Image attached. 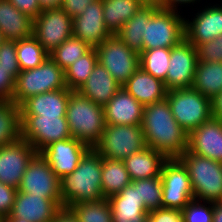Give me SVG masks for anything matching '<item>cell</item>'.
Masks as SVG:
<instances>
[{"label":"cell","mask_w":222,"mask_h":222,"mask_svg":"<svg viewBox=\"0 0 222 222\" xmlns=\"http://www.w3.org/2000/svg\"><path fill=\"white\" fill-rule=\"evenodd\" d=\"M90 49L91 47L88 44L72 35L61 45L56 47L49 56L61 69L65 70Z\"/></svg>","instance_id":"37"},{"label":"cell","mask_w":222,"mask_h":222,"mask_svg":"<svg viewBox=\"0 0 222 222\" xmlns=\"http://www.w3.org/2000/svg\"><path fill=\"white\" fill-rule=\"evenodd\" d=\"M141 127L146 145L167 159L179 158L187 151L188 134L174 119L166 98L143 107Z\"/></svg>","instance_id":"1"},{"label":"cell","mask_w":222,"mask_h":222,"mask_svg":"<svg viewBox=\"0 0 222 222\" xmlns=\"http://www.w3.org/2000/svg\"><path fill=\"white\" fill-rule=\"evenodd\" d=\"M103 20L111 34H116L144 6L140 0H102Z\"/></svg>","instance_id":"29"},{"label":"cell","mask_w":222,"mask_h":222,"mask_svg":"<svg viewBox=\"0 0 222 222\" xmlns=\"http://www.w3.org/2000/svg\"><path fill=\"white\" fill-rule=\"evenodd\" d=\"M167 158L160 152L149 148L136 152L123 160L131 181L158 177Z\"/></svg>","instance_id":"27"},{"label":"cell","mask_w":222,"mask_h":222,"mask_svg":"<svg viewBox=\"0 0 222 222\" xmlns=\"http://www.w3.org/2000/svg\"><path fill=\"white\" fill-rule=\"evenodd\" d=\"M66 119L72 138L78 139L89 148L96 147L105 127L102 105L92 102L78 91H71Z\"/></svg>","instance_id":"3"},{"label":"cell","mask_w":222,"mask_h":222,"mask_svg":"<svg viewBox=\"0 0 222 222\" xmlns=\"http://www.w3.org/2000/svg\"><path fill=\"white\" fill-rule=\"evenodd\" d=\"M120 88L121 85L103 65L97 62L91 75L78 92L92 102L104 106Z\"/></svg>","instance_id":"26"},{"label":"cell","mask_w":222,"mask_h":222,"mask_svg":"<svg viewBox=\"0 0 222 222\" xmlns=\"http://www.w3.org/2000/svg\"><path fill=\"white\" fill-rule=\"evenodd\" d=\"M36 153L24 139L0 147V182L18 189L27 164Z\"/></svg>","instance_id":"15"},{"label":"cell","mask_w":222,"mask_h":222,"mask_svg":"<svg viewBox=\"0 0 222 222\" xmlns=\"http://www.w3.org/2000/svg\"><path fill=\"white\" fill-rule=\"evenodd\" d=\"M212 118L222 121V91L211 99Z\"/></svg>","instance_id":"48"},{"label":"cell","mask_w":222,"mask_h":222,"mask_svg":"<svg viewBox=\"0 0 222 222\" xmlns=\"http://www.w3.org/2000/svg\"><path fill=\"white\" fill-rule=\"evenodd\" d=\"M122 87L143 106L164 100L167 93L164 82L140 67Z\"/></svg>","instance_id":"24"},{"label":"cell","mask_w":222,"mask_h":222,"mask_svg":"<svg viewBox=\"0 0 222 222\" xmlns=\"http://www.w3.org/2000/svg\"><path fill=\"white\" fill-rule=\"evenodd\" d=\"M4 40H5V39L3 38L2 33H1V30H0V45H1V43H2Z\"/></svg>","instance_id":"54"},{"label":"cell","mask_w":222,"mask_h":222,"mask_svg":"<svg viewBox=\"0 0 222 222\" xmlns=\"http://www.w3.org/2000/svg\"><path fill=\"white\" fill-rule=\"evenodd\" d=\"M185 38L195 47L209 42L222 34V5L198 11L193 21L184 22Z\"/></svg>","instance_id":"19"},{"label":"cell","mask_w":222,"mask_h":222,"mask_svg":"<svg viewBox=\"0 0 222 222\" xmlns=\"http://www.w3.org/2000/svg\"><path fill=\"white\" fill-rule=\"evenodd\" d=\"M160 7L144 5L127 21L116 35L132 50L140 54L143 51V36L151 16Z\"/></svg>","instance_id":"28"},{"label":"cell","mask_w":222,"mask_h":222,"mask_svg":"<svg viewBox=\"0 0 222 222\" xmlns=\"http://www.w3.org/2000/svg\"><path fill=\"white\" fill-rule=\"evenodd\" d=\"M0 66L15 79L21 72L17 60L16 41L4 40L0 45Z\"/></svg>","instance_id":"40"},{"label":"cell","mask_w":222,"mask_h":222,"mask_svg":"<svg viewBox=\"0 0 222 222\" xmlns=\"http://www.w3.org/2000/svg\"><path fill=\"white\" fill-rule=\"evenodd\" d=\"M78 222H113L111 205L107 198L79 202L68 207Z\"/></svg>","instance_id":"34"},{"label":"cell","mask_w":222,"mask_h":222,"mask_svg":"<svg viewBox=\"0 0 222 222\" xmlns=\"http://www.w3.org/2000/svg\"><path fill=\"white\" fill-rule=\"evenodd\" d=\"M0 30L5 40L25 39L33 35V19L9 0H0Z\"/></svg>","instance_id":"25"},{"label":"cell","mask_w":222,"mask_h":222,"mask_svg":"<svg viewBox=\"0 0 222 222\" xmlns=\"http://www.w3.org/2000/svg\"><path fill=\"white\" fill-rule=\"evenodd\" d=\"M187 168L195 200L222 201V163L186 151L178 158Z\"/></svg>","instance_id":"4"},{"label":"cell","mask_w":222,"mask_h":222,"mask_svg":"<svg viewBox=\"0 0 222 222\" xmlns=\"http://www.w3.org/2000/svg\"><path fill=\"white\" fill-rule=\"evenodd\" d=\"M98 62V55L95 48H91L73 64L64 70L65 83L71 91H78L91 75L94 66Z\"/></svg>","instance_id":"33"},{"label":"cell","mask_w":222,"mask_h":222,"mask_svg":"<svg viewBox=\"0 0 222 222\" xmlns=\"http://www.w3.org/2000/svg\"><path fill=\"white\" fill-rule=\"evenodd\" d=\"M18 10L28 15L33 20L39 15L42 10L38 0H9Z\"/></svg>","instance_id":"45"},{"label":"cell","mask_w":222,"mask_h":222,"mask_svg":"<svg viewBox=\"0 0 222 222\" xmlns=\"http://www.w3.org/2000/svg\"><path fill=\"white\" fill-rule=\"evenodd\" d=\"M1 222H31L27 219L22 218H14V217H3L1 219Z\"/></svg>","instance_id":"52"},{"label":"cell","mask_w":222,"mask_h":222,"mask_svg":"<svg viewBox=\"0 0 222 222\" xmlns=\"http://www.w3.org/2000/svg\"><path fill=\"white\" fill-rule=\"evenodd\" d=\"M52 222H78V220L69 208L62 207L56 213Z\"/></svg>","instance_id":"47"},{"label":"cell","mask_w":222,"mask_h":222,"mask_svg":"<svg viewBox=\"0 0 222 222\" xmlns=\"http://www.w3.org/2000/svg\"><path fill=\"white\" fill-rule=\"evenodd\" d=\"M151 222H184L182 210L159 208L148 213Z\"/></svg>","instance_id":"42"},{"label":"cell","mask_w":222,"mask_h":222,"mask_svg":"<svg viewBox=\"0 0 222 222\" xmlns=\"http://www.w3.org/2000/svg\"><path fill=\"white\" fill-rule=\"evenodd\" d=\"M102 157L90 148L77 168L60 179L62 207L68 208L79 202L96 201L102 195Z\"/></svg>","instance_id":"2"},{"label":"cell","mask_w":222,"mask_h":222,"mask_svg":"<svg viewBox=\"0 0 222 222\" xmlns=\"http://www.w3.org/2000/svg\"><path fill=\"white\" fill-rule=\"evenodd\" d=\"M199 200H191L183 209L184 222H212L213 202L199 204Z\"/></svg>","instance_id":"39"},{"label":"cell","mask_w":222,"mask_h":222,"mask_svg":"<svg viewBox=\"0 0 222 222\" xmlns=\"http://www.w3.org/2000/svg\"><path fill=\"white\" fill-rule=\"evenodd\" d=\"M212 222H222V203H213Z\"/></svg>","instance_id":"51"},{"label":"cell","mask_w":222,"mask_h":222,"mask_svg":"<svg viewBox=\"0 0 222 222\" xmlns=\"http://www.w3.org/2000/svg\"><path fill=\"white\" fill-rule=\"evenodd\" d=\"M73 18L61 8L45 9L33 20V36L50 54L73 35Z\"/></svg>","instance_id":"13"},{"label":"cell","mask_w":222,"mask_h":222,"mask_svg":"<svg viewBox=\"0 0 222 222\" xmlns=\"http://www.w3.org/2000/svg\"><path fill=\"white\" fill-rule=\"evenodd\" d=\"M166 99L174 119L187 134L212 118L211 100L193 88L169 90Z\"/></svg>","instance_id":"6"},{"label":"cell","mask_w":222,"mask_h":222,"mask_svg":"<svg viewBox=\"0 0 222 222\" xmlns=\"http://www.w3.org/2000/svg\"><path fill=\"white\" fill-rule=\"evenodd\" d=\"M146 147L141 125L105 124L100 141L94 149L102 158L124 160Z\"/></svg>","instance_id":"7"},{"label":"cell","mask_w":222,"mask_h":222,"mask_svg":"<svg viewBox=\"0 0 222 222\" xmlns=\"http://www.w3.org/2000/svg\"><path fill=\"white\" fill-rule=\"evenodd\" d=\"M131 182L138 188V195L148 212L163 208L161 176Z\"/></svg>","instance_id":"38"},{"label":"cell","mask_w":222,"mask_h":222,"mask_svg":"<svg viewBox=\"0 0 222 222\" xmlns=\"http://www.w3.org/2000/svg\"><path fill=\"white\" fill-rule=\"evenodd\" d=\"M196 49L198 62H222V34L209 42L199 44Z\"/></svg>","instance_id":"41"},{"label":"cell","mask_w":222,"mask_h":222,"mask_svg":"<svg viewBox=\"0 0 222 222\" xmlns=\"http://www.w3.org/2000/svg\"><path fill=\"white\" fill-rule=\"evenodd\" d=\"M108 200L113 222H146L149 212L138 195V188L132 182Z\"/></svg>","instance_id":"22"},{"label":"cell","mask_w":222,"mask_h":222,"mask_svg":"<svg viewBox=\"0 0 222 222\" xmlns=\"http://www.w3.org/2000/svg\"><path fill=\"white\" fill-rule=\"evenodd\" d=\"M131 183L123 160L102 158V195L104 198L119 193Z\"/></svg>","instance_id":"31"},{"label":"cell","mask_w":222,"mask_h":222,"mask_svg":"<svg viewBox=\"0 0 222 222\" xmlns=\"http://www.w3.org/2000/svg\"><path fill=\"white\" fill-rule=\"evenodd\" d=\"M17 190L51 199L62 208L60 179L40 153H36L27 164Z\"/></svg>","instance_id":"12"},{"label":"cell","mask_w":222,"mask_h":222,"mask_svg":"<svg viewBox=\"0 0 222 222\" xmlns=\"http://www.w3.org/2000/svg\"><path fill=\"white\" fill-rule=\"evenodd\" d=\"M195 1H197V0H162V5L160 6V8L177 11L178 4H181V5L185 4V3L190 4L191 2L195 3Z\"/></svg>","instance_id":"49"},{"label":"cell","mask_w":222,"mask_h":222,"mask_svg":"<svg viewBox=\"0 0 222 222\" xmlns=\"http://www.w3.org/2000/svg\"><path fill=\"white\" fill-rule=\"evenodd\" d=\"M144 5H155L160 7L162 5V0H140Z\"/></svg>","instance_id":"53"},{"label":"cell","mask_w":222,"mask_h":222,"mask_svg":"<svg viewBox=\"0 0 222 222\" xmlns=\"http://www.w3.org/2000/svg\"><path fill=\"white\" fill-rule=\"evenodd\" d=\"M187 151L222 163V121L211 118L191 131Z\"/></svg>","instance_id":"18"},{"label":"cell","mask_w":222,"mask_h":222,"mask_svg":"<svg viewBox=\"0 0 222 222\" xmlns=\"http://www.w3.org/2000/svg\"><path fill=\"white\" fill-rule=\"evenodd\" d=\"M41 10L60 8L63 0H38Z\"/></svg>","instance_id":"50"},{"label":"cell","mask_w":222,"mask_h":222,"mask_svg":"<svg viewBox=\"0 0 222 222\" xmlns=\"http://www.w3.org/2000/svg\"><path fill=\"white\" fill-rule=\"evenodd\" d=\"M192 88L210 100L222 91V62H197Z\"/></svg>","instance_id":"30"},{"label":"cell","mask_w":222,"mask_h":222,"mask_svg":"<svg viewBox=\"0 0 222 222\" xmlns=\"http://www.w3.org/2000/svg\"><path fill=\"white\" fill-rule=\"evenodd\" d=\"M64 88H67L64 70L48 56L38 67L19 73L12 101L20 105L31 96Z\"/></svg>","instance_id":"5"},{"label":"cell","mask_w":222,"mask_h":222,"mask_svg":"<svg viewBox=\"0 0 222 222\" xmlns=\"http://www.w3.org/2000/svg\"><path fill=\"white\" fill-rule=\"evenodd\" d=\"M21 139L20 108L13 101H0V147Z\"/></svg>","instance_id":"32"},{"label":"cell","mask_w":222,"mask_h":222,"mask_svg":"<svg viewBox=\"0 0 222 222\" xmlns=\"http://www.w3.org/2000/svg\"><path fill=\"white\" fill-rule=\"evenodd\" d=\"M71 138L66 117L21 115V139L29 142L37 153L49 144Z\"/></svg>","instance_id":"10"},{"label":"cell","mask_w":222,"mask_h":222,"mask_svg":"<svg viewBox=\"0 0 222 222\" xmlns=\"http://www.w3.org/2000/svg\"><path fill=\"white\" fill-rule=\"evenodd\" d=\"M143 105L122 86L103 106L107 125H141Z\"/></svg>","instance_id":"20"},{"label":"cell","mask_w":222,"mask_h":222,"mask_svg":"<svg viewBox=\"0 0 222 222\" xmlns=\"http://www.w3.org/2000/svg\"><path fill=\"white\" fill-rule=\"evenodd\" d=\"M96 0H63L61 9L72 18L82 14L90 3Z\"/></svg>","instance_id":"46"},{"label":"cell","mask_w":222,"mask_h":222,"mask_svg":"<svg viewBox=\"0 0 222 222\" xmlns=\"http://www.w3.org/2000/svg\"><path fill=\"white\" fill-rule=\"evenodd\" d=\"M15 78L0 66V101H12Z\"/></svg>","instance_id":"44"},{"label":"cell","mask_w":222,"mask_h":222,"mask_svg":"<svg viewBox=\"0 0 222 222\" xmlns=\"http://www.w3.org/2000/svg\"><path fill=\"white\" fill-rule=\"evenodd\" d=\"M160 176L163 208L182 210L194 199L188 170L178 158L167 159Z\"/></svg>","instance_id":"11"},{"label":"cell","mask_w":222,"mask_h":222,"mask_svg":"<svg viewBox=\"0 0 222 222\" xmlns=\"http://www.w3.org/2000/svg\"><path fill=\"white\" fill-rule=\"evenodd\" d=\"M185 18L178 10L159 8L146 24L143 36V51L155 48H172L185 38Z\"/></svg>","instance_id":"8"},{"label":"cell","mask_w":222,"mask_h":222,"mask_svg":"<svg viewBox=\"0 0 222 222\" xmlns=\"http://www.w3.org/2000/svg\"><path fill=\"white\" fill-rule=\"evenodd\" d=\"M170 60V48L144 50L139 54L140 68L164 82Z\"/></svg>","instance_id":"36"},{"label":"cell","mask_w":222,"mask_h":222,"mask_svg":"<svg viewBox=\"0 0 222 222\" xmlns=\"http://www.w3.org/2000/svg\"><path fill=\"white\" fill-rule=\"evenodd\" d=\"M60 209L51 199L17 190L11 213L5 217L22 218L31 222H52Z\"/></svg>","instance_id":"21"},{"label":"cell","mask_w":222,"mask_h":222,"mask_svg":"<svg viewBox=\"0 0 222 222\" xmlns=\"http://www.w3.org/2000/svg\"><path fill=\"white\" fill-rule=\"evenodd\" d=\"M70 94L64 88L31 96L19 105L20 115L66 117Z\"/></svg>","instance_id":"23"},{"label":"cell","mask_w":222,"mask_h":222,"mask_svg":"<svg viewBox=\"0 0 222 222\" xmlns=\"http://www.w3.org/2000/svg\"><path fill=\"white\" fill-rule=\"evenodd\" d=\"M73 36L81 39L91 48L102 44L110 35L103 20L102 0H96L86 6L85 11L74 17Z\"/></svg>","instance_id":"17"},{"label":"cell","mask_w":222,"mask_h":222,"mask_svg":"<svg viewBox=\"0 0 222 222\" xmlns=\"http://www.w3.org/2000/svg\"><path fill=\"white\" fill-rule=\"evenodd\" d=\"M17 189L0 182V219L11 213Z\"/></svg>","instance_id":"43"},{"label":"cell","mask_w":222,"mask_h":222,"mask_svg":"<svg viewBox=\"0 0 222 222\" xmlns=\"http://www.w3.org/2000/svg\"><path fill=\"white\" fill-rule=\"evenodd\" d=\"M90 148L76 138L53 142L40 154L47 160L52 171L61 179L70 175Z\"/></svg>","instance_id":"16"},{"label":"cell","mask_w":222,"mask_h":222,"mask_svg":"<svg viewBox=\"0 0 222 222\" xmlns=\"http://www.w3.org/2000/svg\"><path fill=\"white\" fill-rule=\"evenodd\" d=\"M197 62V49L186 38L170 48L169 67L165 79L167 91L192 88Z\"/></svg>","instance_id":"14"},{"label":"cell","mask_w":222,"mask_h":222,"mask_svg":"<svg viewBox=\"0 0 222 222\" xmlns=\"http://www.w3.org/2000/svg\"><path fill=\"white\" fill-rule=\"evenodd\" d=\"M98 62L122 86L140 67L139 54L116 34H111L96 48Z\"/></svg>","instance_id":"9"},{"label":"cell","mask_w":222,"mask_h":222,"mask_svg":"<svg viewBox=\"0 0 222 222\" xmlns=\"http://www.w3.org/2000/svg\"><path fill=\"white\" fill-rule=\"evenodd\" d=\"M16 53L21 71L38 67L49 56L33 35L16 41Z\"/></svg>","instance_id":"35"}]
</instances>
